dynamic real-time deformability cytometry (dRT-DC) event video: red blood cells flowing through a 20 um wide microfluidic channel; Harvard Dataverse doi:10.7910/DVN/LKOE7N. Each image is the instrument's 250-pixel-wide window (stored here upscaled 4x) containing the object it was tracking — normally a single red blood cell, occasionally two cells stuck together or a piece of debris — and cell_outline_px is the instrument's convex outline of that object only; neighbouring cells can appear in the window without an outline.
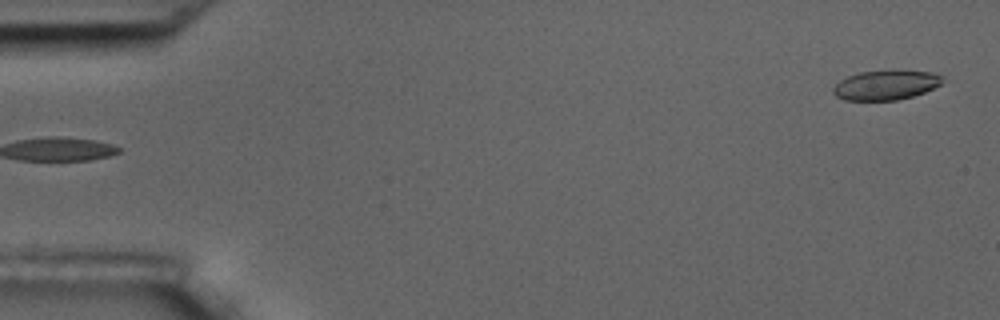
{"species": "common noctule bat (a hibernating species)", "species_latin": "Nyctalus noctula", "temperature_condition": "room temperature", "stored_images_in_passage": 4, "segment_of_instrument_passage": [2, 2], "camera_frame_rate_fps": 3000, "um_per_image_px": 0.085, "animal": {"sex": "male", "body_mass_g": 17.5, "forearm_length_mm": 52.3}, "frame": {"image": 1, "passage_image": 4, "time_ms": 3.667, "image_size_px": [1000, 320], "cell_outline_px": [[944, 76], [940, 84], [924, 92], [912, 96], [896, 100], [844, 100], [836, 96], [832, 92], [832, 88], [840, 80], [848, 76], [860, 72], [892, 68], [932, 72]], "centroid_in_image_um": [75.29, 7.19], "position_along_channel_um": 9.7, "area_um2": 19.31}}